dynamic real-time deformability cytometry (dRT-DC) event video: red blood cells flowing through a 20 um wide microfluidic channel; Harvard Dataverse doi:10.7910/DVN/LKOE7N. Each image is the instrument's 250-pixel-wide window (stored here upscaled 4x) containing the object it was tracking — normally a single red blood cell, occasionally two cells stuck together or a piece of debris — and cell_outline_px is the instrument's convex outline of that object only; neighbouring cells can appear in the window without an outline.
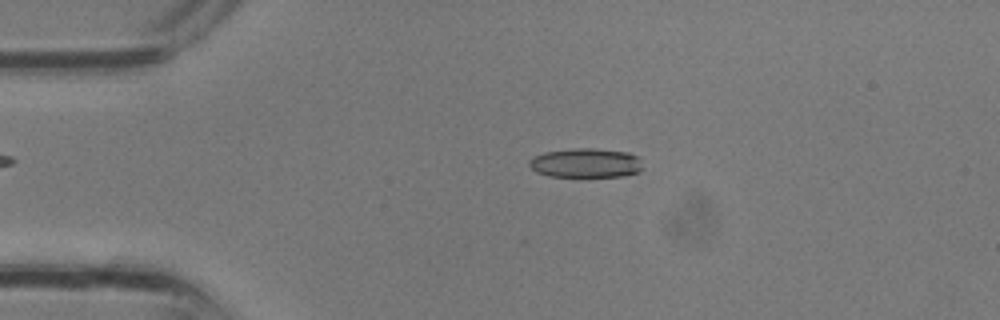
{"species": "common noctule bat (a hibernating species)", "species_latin": "Nyctalus noctula", "temperature_condition": "room temperature", "stored_images_in_passage": 32, "camera_frame_rate_fps": 3000, "um_per_image_px": 0.085, "animal": {"sex": "male", "body_mass_g": 13.3}, "frame": {"image": 1, "passage_image": 6, "time_ms": 1.667, "image_size_px": [1000, 320], "cell_outline_px": [[644, 168], [640, 172], [624, 176], [548, 176], [536, 172], [528, 164], [528, 160], [532, 156], [544, 152], [576, 148], [592, 148], [628, 152], [640, 156]], "centroid_in_image_um": [49.83, 13.85], "position_along_channel_um": 35.2, "area_um2": 19.71}}
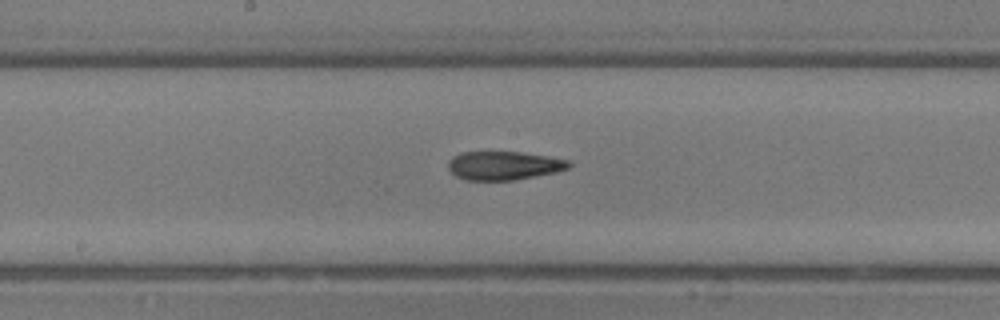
{"frame": {"image": 2, "passage_image": 16, "time_ms": 5.0, "image_size_px": [1000, 320], "cell_outline_px": [[572, 164], [568, 168], [556, 172], [512, 180], [468, 180], [456, 176], [448, 168], [448, 160], [452, 156], [460, 152], [520, 152], [548, 156], [568, 160]], "centroid_in_image_um": [42.81, 14.06], "position_along_channel_um": 205.4, "area_um2": 20.06}}
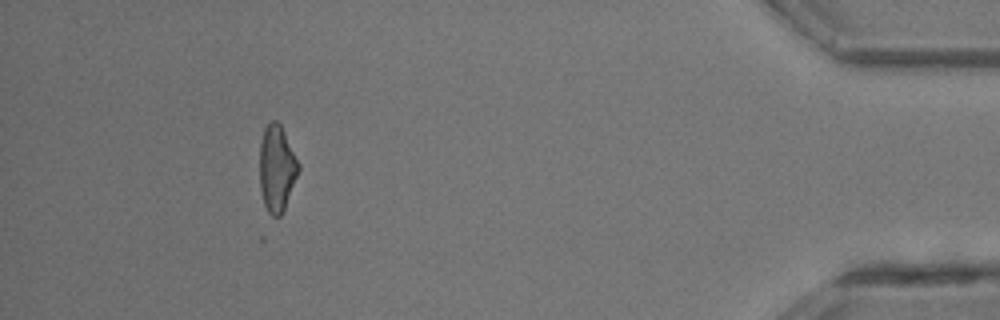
{"frame": {"image": 3, "passage_image": 29, "time_ms": 9.333, "image_size_px": [1000, 320], "cell_outline_px": [[300, 168], [284, 208], [280, 216], [272, 216], [268, 212], [264, 204], [260, 188], [260, 140], [264, 128], [272, 120], [276, 120], [280, 124], [300, 164]], "centroid_in_image_um": [23.52, 14.29], "position_along_channel_um": 411.7, "area_um2": 19.36}}